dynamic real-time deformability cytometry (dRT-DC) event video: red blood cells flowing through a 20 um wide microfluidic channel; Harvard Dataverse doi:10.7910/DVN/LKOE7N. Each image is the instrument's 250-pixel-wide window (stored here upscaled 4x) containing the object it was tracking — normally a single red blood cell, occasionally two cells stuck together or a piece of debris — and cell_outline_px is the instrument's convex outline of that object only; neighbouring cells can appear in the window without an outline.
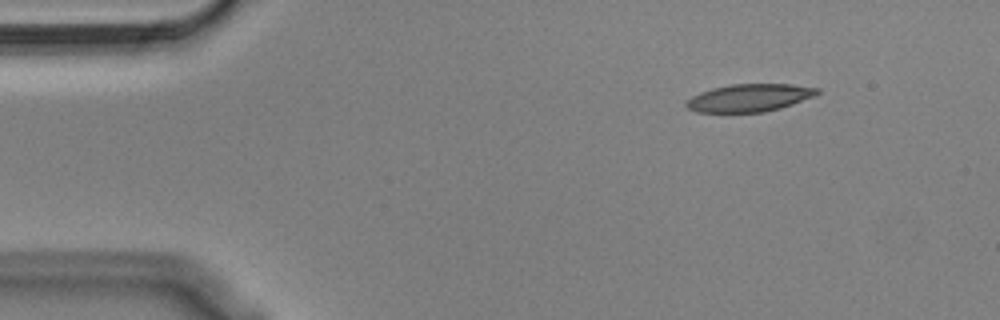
{"species": "Egyptian fruit bat (a non-hibernating species)", "species_latin": "Rousettus aegyptiacus", "temperature_condition": "cold", "stored_images_in_passage": 49, "camera_frame_rate_fps": 3000, "um_per_image_px": 0.085, "animal": {"sex": "male"}, "frame": {"image": 1, "passage_image": 1, "time_ms": 0.0, "image_size_px": [1000, 320], "cell_outline_px": [[820, 92], [816, 96], [780, 108], [764, 112], [696, 112], [688, 108], [684, 104], [692, 96], [700, 92], [712, 88], [732, 84], [792, 84], [820, 88]], "centroid_in_image_um": [63.73, 8.31], "position_along_channel_um": 21.3, "area_um2": 21.15}}
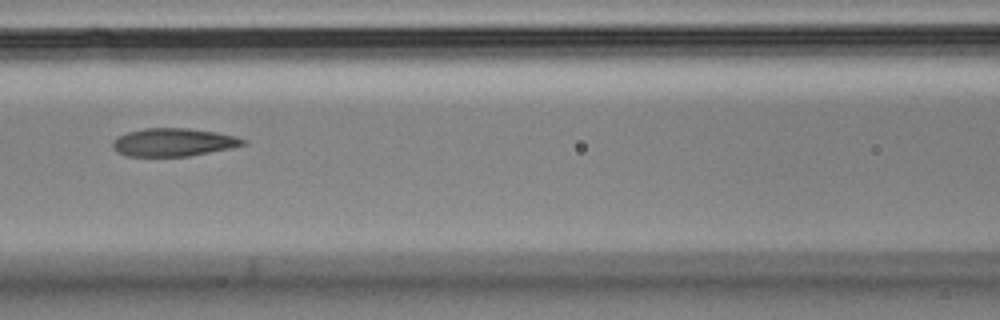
{"frame": {"image": 2, "passage_image": 18, "time_ms": 5.667, "image_size_px": [1000, 320], "cell_outline_px": [[248, 144], [232, 148], [188, 156], [128, 156], [112, 148], [112, 140], [116, 136], [128, 132], [144, 128], [188, 128], [216, 132], [236, 136], [248, 140]], "centroid_in_image_um": [14.77, 12.08], "position_along_channel_um": 151.8, "area_um2": 21.44}}
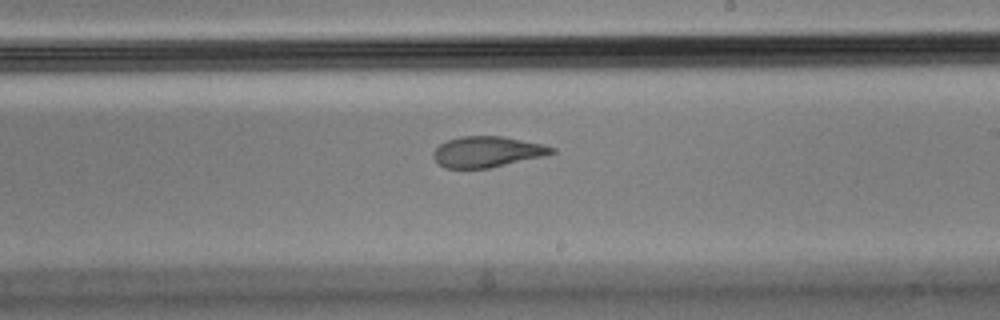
{"frame": {"image": 3, "passage_image": 26, "time_ms": 8.333, "image_size_px": [1000, 320], "cell_outline_px": [[556, 152], [544, 156], [488, 168], [444, 168], [432, 156], [432, 152], [440, 144], [448, 140], [460, 136], [504, 136], [540, 144], [556, 148]], "centroid_in_image_um": [41.4, 12.9], "position_along_channel_um": 247.6, "area_um2": 21.1}, "authors_computed_cell_mechanics": {"area_um2": 22.4264, "velocity_mm_per_s": 3.6011, "shape_relaxation_time_tau1_ms": null, "shape_relaxation_time_tau2_ms": 1.7476, "deformation_change_tau1": null, "deformation_change_tau2": 0.0881}}